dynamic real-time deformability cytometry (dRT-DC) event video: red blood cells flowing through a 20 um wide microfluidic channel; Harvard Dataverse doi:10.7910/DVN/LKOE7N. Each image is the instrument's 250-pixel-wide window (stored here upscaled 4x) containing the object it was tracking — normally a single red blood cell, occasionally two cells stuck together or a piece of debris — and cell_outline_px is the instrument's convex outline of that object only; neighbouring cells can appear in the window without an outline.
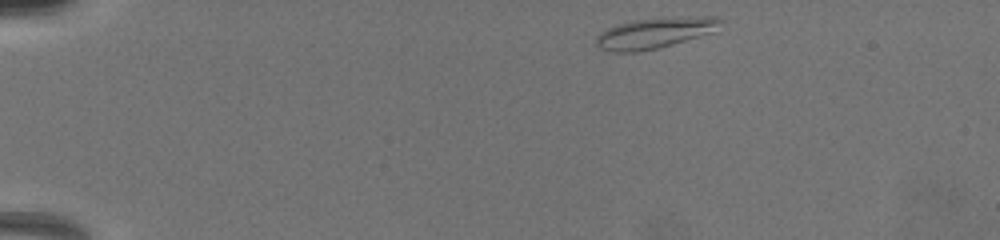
{"species": "common noctule bat (a hibernating species)", "species_latin": "Nyctalus noctula", "temperature_condition": "warm", "stored_images_in_passage": 46, "camera_frame_rate_fps": 3000, "um_per_image_px": 0.085, "animal": {"sex": "female", "body_mass_g": 19.5, "forearm_length_mm": 54.1}, "frame": {"image": 1, "passage_image": 1, "time_ms": 0.0, "image_size_px": [1000, 240], "cell_outline_px": [[720, 20], [716, 32], [672, 44], [656, 48], [636, 52], [612, 52], [600, 48], [596, 44], [596, 36], [600, 32], [616, 24], [632, 20], [704, 16], [716, 16]], "centroid_in_image_um": [55.63, 2.81], "position_along_channel_um": 29.4, "area_um2": 22.02}}
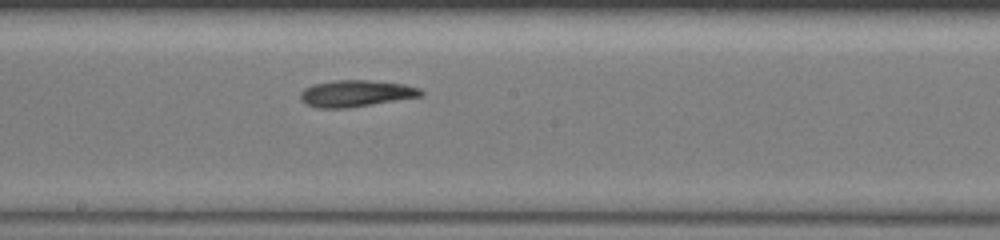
{"frame": {"image": 2, "passage_image": 22, "time_ms": 7.0, "image_size_px": [1000, 240], "cell_outline_px": [[424, 96], [348, 108], [316, 108], [304, 104], [300, 100], [300, 92], [304, 88], [312, 84], [336, 80], [368, 80], [404, 84], [420, 88], [424, 92]], "centroid_in_image_um": [30.24, 7.95], "position_along_channel_um": 218.0, "area_um2": 18.96}}
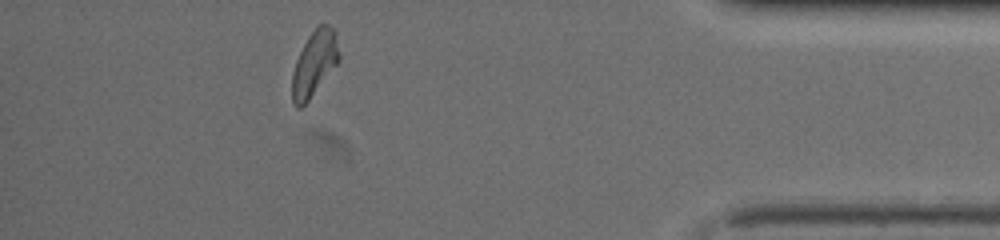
{"frame": {"image": 3, "passage_image": 40, "time_ms": 12.667, "image_size_px": [1000, 240], "cell_outline_px": [[340, 60], [308, 100], [300, 108], [296, 108], [292, 100], [292, 72], [296, 60], [308, 36], [320, 24], [328, 24], [336, 32], [340, 56]], "centroid_in_image_um": [26.72, 5.38], "position_along_channel_um": 408.5, "area_um2": 17.69}, "authors_computed_cell_mechanics": {"area_um2": 18.5538, "velocity_mm_per_s": 4.0467, "shape_relaxation_time_tau1_ms": null, "shape_relaxation_time_tau2_ms": 4.8741, "deformation_change_tau1": null, "deformation_change_tau2": 0.1469}}